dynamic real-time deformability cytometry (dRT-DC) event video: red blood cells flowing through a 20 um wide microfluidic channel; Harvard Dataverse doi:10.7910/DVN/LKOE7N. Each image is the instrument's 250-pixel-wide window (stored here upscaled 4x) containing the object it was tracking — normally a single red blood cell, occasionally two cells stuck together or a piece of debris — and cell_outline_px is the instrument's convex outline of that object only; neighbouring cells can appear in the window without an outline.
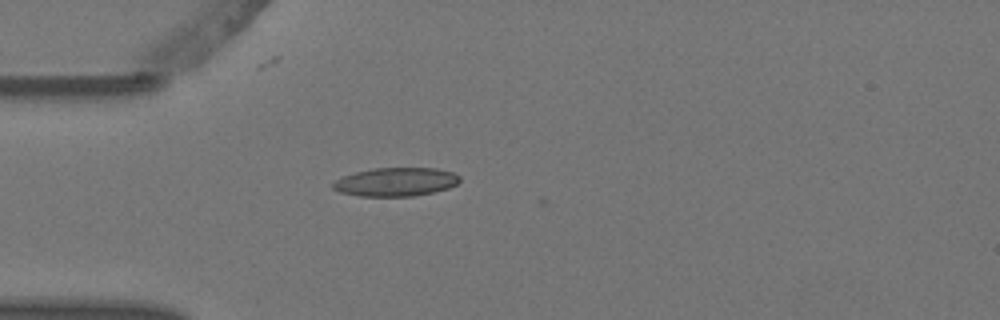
{"species": "Egyptian fruit bat (a non-hibernating species)", "species_latin": "Rousettus aegyptiacus", "temperature_condition": "warm", "stored_images_in_passage": 4, "camera_frame_rate_fps": 3000, "um_per_image_px": 0.085, "animal": {"sex": "female"}, "frame": {"image": 1, "passage_image": 4, "time_ms": 1.0, "image_size_px": [1000, 320], "cell_outline_px": [[460, 180], [456, 184], [448, 188], [432, 192], [412, 196], [360, 196], [340, 192], [332, 188], [332, 184], [336, 180], [344, 176], [356, 172], [372, 168], [436, 168], [452, 172], [460, 176]], "centroid_in_image_um": [33.64, 15.46], "position_along_channel_um": 51.4, "area_um2": 20.98}}